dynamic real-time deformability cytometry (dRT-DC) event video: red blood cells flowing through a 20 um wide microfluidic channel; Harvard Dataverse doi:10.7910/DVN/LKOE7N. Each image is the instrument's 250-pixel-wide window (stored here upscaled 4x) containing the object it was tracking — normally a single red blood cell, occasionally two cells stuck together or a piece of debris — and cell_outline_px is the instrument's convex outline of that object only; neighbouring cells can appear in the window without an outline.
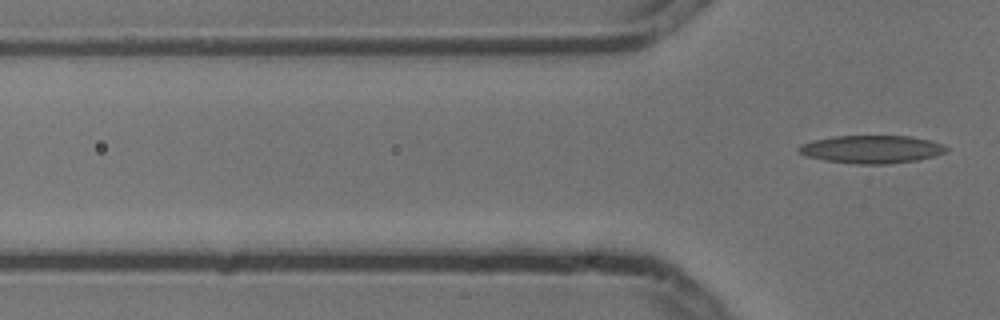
{"species": "common noctule bat (a hibernating species)", "species_latin": "Nyctalus noctula", "temperature_condition": "cold", "stored_images_in_passage": 4, "camera_frame_rate_fps": 3000, "um_per_image_px": 0.085, "animal": {"sex": "male", "body_mass_g": 13.3}, "frame": {"image": 1, "passage_image": 4, "time_ms": 1.0, "image_size_px": [1000, 320], "cell_outline_px": [[948, 148], [944, 152], [936, 156], [916, 160], [884, 164], [856, 164], [824, 160], [804, 156], [796, 152], [796, 148], [800, 144], [812, 140], [832, 136], [912, 136], [944, 144]], "centroid_in_image_um": [74.02, 12.68], "position_along_channel_um": 51.8, "area_um2": 24.22}}